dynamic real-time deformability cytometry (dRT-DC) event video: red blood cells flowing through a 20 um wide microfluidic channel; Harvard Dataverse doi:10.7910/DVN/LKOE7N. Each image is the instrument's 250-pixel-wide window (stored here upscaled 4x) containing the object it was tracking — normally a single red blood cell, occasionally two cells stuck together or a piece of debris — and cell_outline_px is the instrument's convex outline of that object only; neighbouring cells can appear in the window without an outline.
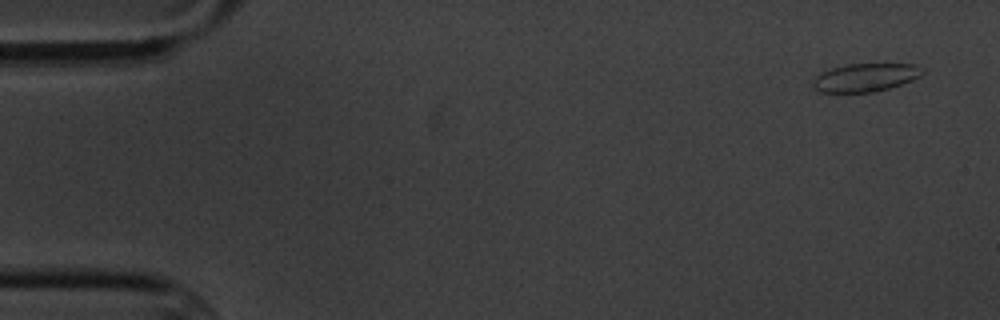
{"species": "common noctule bat (a hibernating species)", "species_latin": "Nyctalus noctula", "temperature_condition": "cold", "stored_images_in_passage": 5, "camera_frame_rate_fps": 3000, "um_per_image_px": 0.085, "animal": {"sex": "male", "body_mass_g": 20.1, "forearm_length_mm": 53.5}, "frame": {"image": 1, "passage_image": 1, "time_ms": 0.0, "image_size_px": [1000, 320], "cell_outline_px": [[924, 72], [920, 76], [912, 80], [876, 92], [820, 92], [812, 84], [812, 80], [820, 72], [844, 64], [916, 64], [924, 68]], "centroid_in_image_um": [73.56, 6.57], "position_along_channel_um": 11.4, "area_um2": 18.03}}